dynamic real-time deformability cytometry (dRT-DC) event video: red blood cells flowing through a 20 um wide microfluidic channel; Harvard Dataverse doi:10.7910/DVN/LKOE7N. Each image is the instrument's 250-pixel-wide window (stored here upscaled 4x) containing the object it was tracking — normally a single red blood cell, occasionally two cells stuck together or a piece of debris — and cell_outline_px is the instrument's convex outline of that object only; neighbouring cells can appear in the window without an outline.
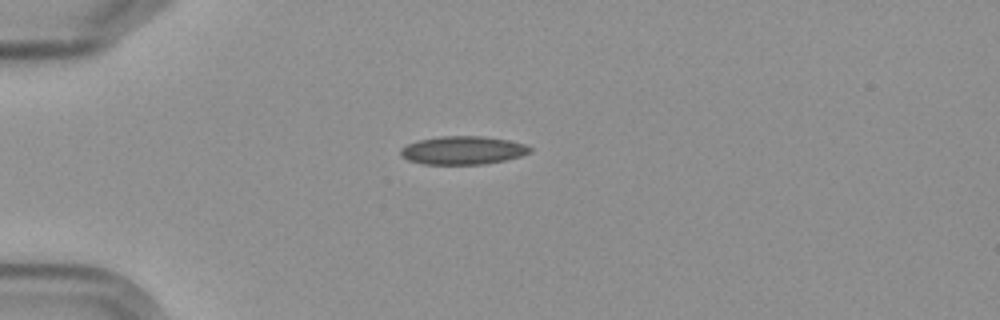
{"species": "Egyptian fruit bat (a non-hibernating species)", "species_latin": "Rousettus aegyptiacus", "temperature_condition": "cold", "stored_images_in_passage": 3, "camera_frame_rate_fps": 3000, "um_per_image_px": 0.085, "frame": {"image": 1, "passage_image": 1, "time_ms": 0.0, "image_size_px": [1000, 320], "cell_outline_px": [[532, 152], [520, 156], [504, 160], [484, 164], [424, 164], [408, 160], [400, 152], [400, 148], [408, 144], [420, 140], [440, 136], [480, 136], [508, 140], [524, 144], [532, 148]], "centroid_in_image_um": [39.36, 12.77], "position_along_channel_um": 45.6, "area_um2": 21.1}}
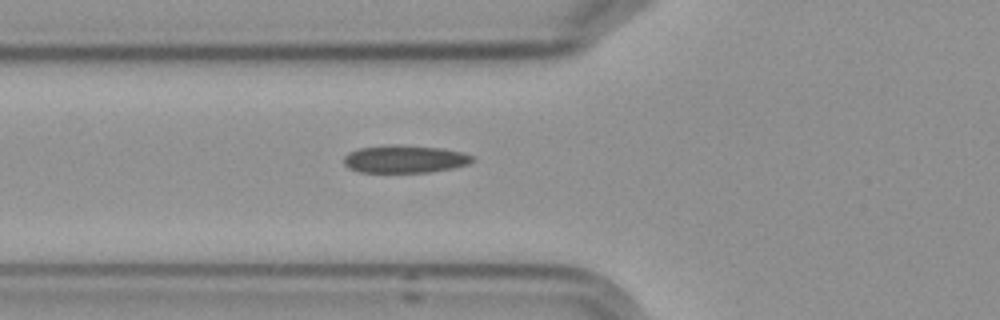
{"frame": {"image": 2, "passage_image": 3, "time_ms": 2.0, "image_size_px": [1000, 320], "cell_outline_px": [[472, 160], [468, 164], [452, 168], [428, 172], [360, 172], [348, 168], [344, 164], [344, 156], [348, 152], [360, 148], [396, 144], [400, 144], [444, 148], [460, 152], [472, 156]], "centroid_in_image_um": [34.36, 13.51], "position_along_channel_um": 91.4, "area_um2": 20.69}}